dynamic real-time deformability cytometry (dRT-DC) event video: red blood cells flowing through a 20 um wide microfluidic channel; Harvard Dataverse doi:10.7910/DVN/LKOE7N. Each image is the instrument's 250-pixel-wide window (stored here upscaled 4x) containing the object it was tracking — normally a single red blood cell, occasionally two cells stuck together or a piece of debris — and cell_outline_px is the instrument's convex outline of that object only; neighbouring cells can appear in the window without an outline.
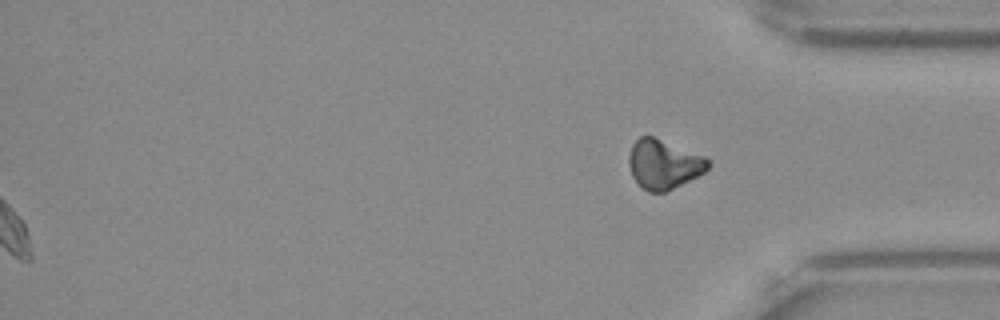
{"species": "Egyptian fruit bat (a non-hibernating species)", "species_latin": "Rousettus aegyptiacus", "temperature_condition": "warm", "stored_images_in_passage": 51, "segment_of_instrument_passage": [2, 2], "camera_frame_rate_fps": 3000, "um_per_image_px": 0.085, "frame": {"image": 1, "passage_image": 51, "time_ms": 16.667, "image_size_px": [1000, 320], "cell_outline_px": [[712, 164], [704, 172], [664, 192], [648, 192], [632, 176], [628, 164], [628, 156], [632, 144], [640, 136], [652, 136], [704, 156], [712, 160]], "centroid_in_image_um": [56.41, 13.94], "position_along_channel_um": 378.8, "area_um2": 22.48}}